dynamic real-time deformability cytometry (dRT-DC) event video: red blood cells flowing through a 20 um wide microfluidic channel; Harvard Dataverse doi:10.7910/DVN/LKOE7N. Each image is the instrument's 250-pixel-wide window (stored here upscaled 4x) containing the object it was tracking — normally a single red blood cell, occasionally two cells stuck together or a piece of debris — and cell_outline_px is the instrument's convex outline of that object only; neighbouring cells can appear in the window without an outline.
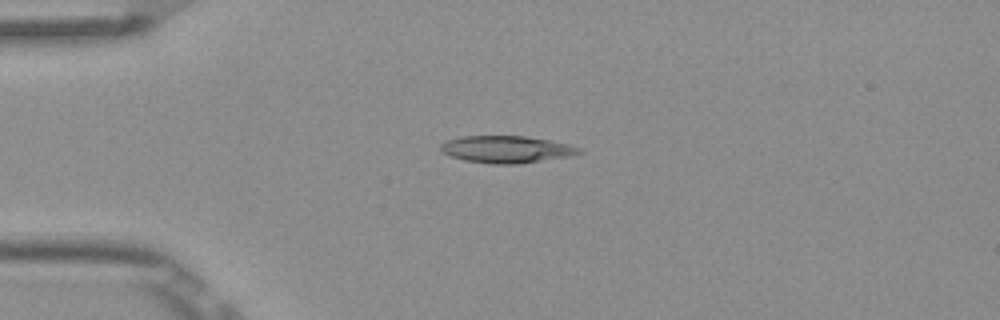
{"species": "Egyptian fruit bat (a non-hibernating species)", "species_latin": "Rousettus aegyptiacus", "temperature_condition": "room temperature", "stored_images_in_passage": 5, "camera_frame_rate_fps": 3000, "um_per_image_px": 0.085, "frame": {"image": 1, "passage_image": 4, "time_ms": 1.0, "image_size_px": [1000, 320], "cell_outline_px": [[580, 152], [572, 156], [516, 164], [492, 164], [464, 160], [452, 156], [444, 152], [440, 148], [440, 144], [448, 140], [464, 136], [524, 136], [548, 140], [568, 144], [580, 148]], "centroid_in_image_um": [43.05, 12.69], "position_along_channel_um": 41.9, "area_um2": 21.56}}